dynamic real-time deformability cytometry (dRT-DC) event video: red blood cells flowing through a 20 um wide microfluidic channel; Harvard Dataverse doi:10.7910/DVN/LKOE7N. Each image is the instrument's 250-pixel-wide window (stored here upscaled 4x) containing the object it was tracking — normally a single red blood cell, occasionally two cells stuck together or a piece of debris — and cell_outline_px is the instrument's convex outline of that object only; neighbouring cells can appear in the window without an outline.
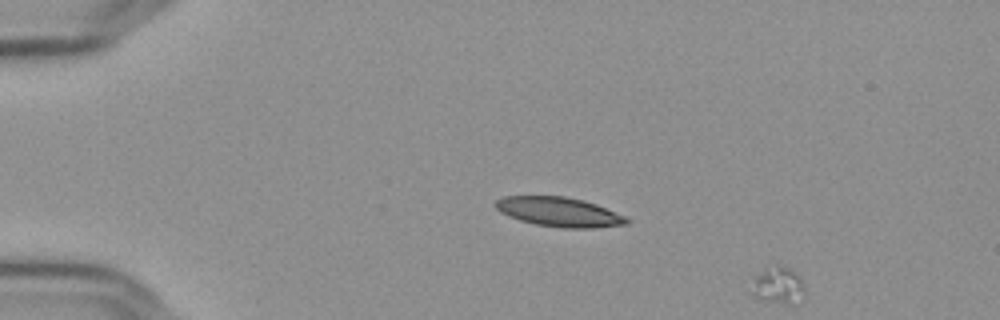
{"species": "Egyptian fruit bat (a non-hibernating species)", "species_latin": "Rousettus aegyptiacus", "temperature_condition": "cold", "stored_images_in_passage": 13, "segment_of_instrument_passage": [2, 2], "camera_frame_rate_fps": 3000, "um_per_image_px": 0.085, "frame": {"image": 1, "passage_image": 13, "time_ms": 4.0, "image_size_px": [1000, 320], "cell_outline_px": [[804, 296], [792, 304], [784, 304], [752, 296], [748, 292], [752, 276], [764, 272], [780, 268], [788, 268], [800, 280], [804, 288]], "centroid_in_image_um": [66.06, 24.35], "position_along_channel_um": 18.9, "area_um2": 10.81}}